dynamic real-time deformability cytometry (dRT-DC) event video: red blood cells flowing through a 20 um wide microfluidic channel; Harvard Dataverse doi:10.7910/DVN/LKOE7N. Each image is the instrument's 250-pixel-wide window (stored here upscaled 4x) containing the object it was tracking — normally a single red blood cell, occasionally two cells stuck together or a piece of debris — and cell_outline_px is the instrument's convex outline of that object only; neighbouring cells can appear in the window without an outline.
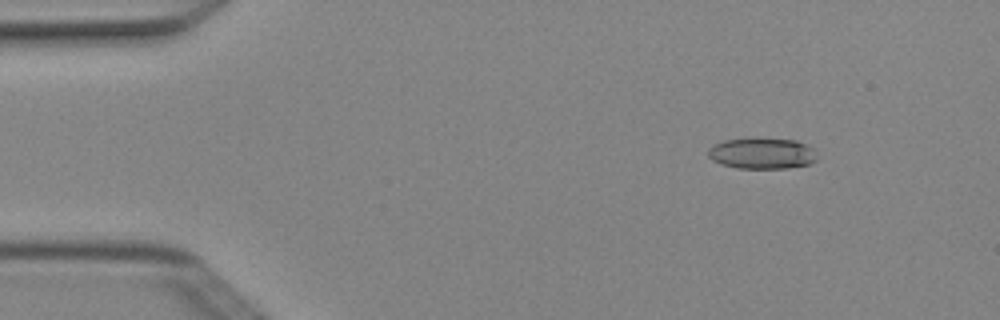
{"species": "Egyptian fruit bat (a non-hibernating species)", "species_latin": "Rousettus aegyptiacus", "temperature_condition": "cold", "stored_images_in_passage": 3, "camera_frame_rate_fps": 3000, "um_per_image_px": 0.085, "animal": {"sex": "female"}, "frame": {"image": 1, "passage_image": 1, "time_ms": 0.0, "image_size_px": [1000, 320], "cell_outline_px": [[816, 160], [808, 164], [788, 168], [736, 168], [720, 164], [712, 160], [708, 156], [708, 148], [724, 140], [796, 140], [808, 144], [816, 148]], "centroid_in_image_um": [64.81, 13.07], "position_along_channel_um": 20.2, "area_um2": 19.36}}